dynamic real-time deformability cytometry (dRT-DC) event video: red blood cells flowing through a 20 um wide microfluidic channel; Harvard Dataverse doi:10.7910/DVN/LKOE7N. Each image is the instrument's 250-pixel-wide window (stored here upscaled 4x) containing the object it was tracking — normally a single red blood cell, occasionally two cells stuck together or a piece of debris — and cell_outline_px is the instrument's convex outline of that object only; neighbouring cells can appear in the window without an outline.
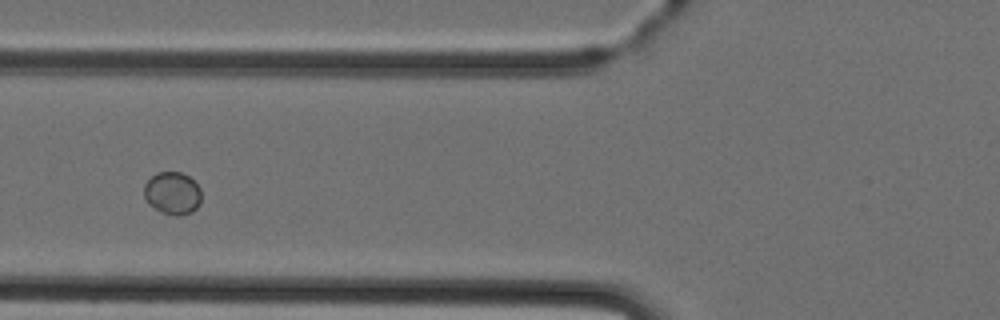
{"species": "Egyptian fruit bat (a non-hibernating species)", "species_latin": "Rousettus aegyptiacus", "temperature_condition": "cold", "stored_images_in_passage": 4, "camera_frame_rate_fps": 3000, "um_per_image_px": 0.085, "animal": {"sex": "female"}, "frame": {"image": 1, "passage_image": 3, "time_ms": 3.333, "image_size_px": [1000, 320], "cell_outline_px": [[200, 204], [192, 212], [176, 216], [172, 216], [160, 212], [148, 204], [144, 196], [144, 184], [156, 172], [180, 172], [188, 176], [200, 188]], "centroid_in_image_um": [14.64, 16.44], "position_along_channel_um": 111.2, "area_um2": 14.28}}
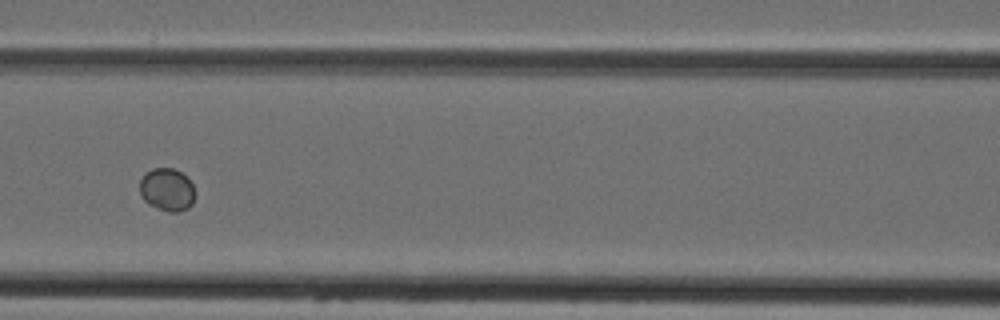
{"frame": {"image": 2, "passage_image": 4, "time_ms": 4.333, "image_size_px": [1000, 320], "cell_outline_px": [[196, 196], [192, 204], [188, 208], [176, 212], [168, 212], [156, 208], [148, 204], [140, 196], [140, 180], [144, 172], [152, 168], [172, 168], [180, 172], [192, 184], [196, 192]], "centroid_in_image_um": [14.18, 16.13], "position_along_channel_um": 152.4, "area_um2": 13.99}}